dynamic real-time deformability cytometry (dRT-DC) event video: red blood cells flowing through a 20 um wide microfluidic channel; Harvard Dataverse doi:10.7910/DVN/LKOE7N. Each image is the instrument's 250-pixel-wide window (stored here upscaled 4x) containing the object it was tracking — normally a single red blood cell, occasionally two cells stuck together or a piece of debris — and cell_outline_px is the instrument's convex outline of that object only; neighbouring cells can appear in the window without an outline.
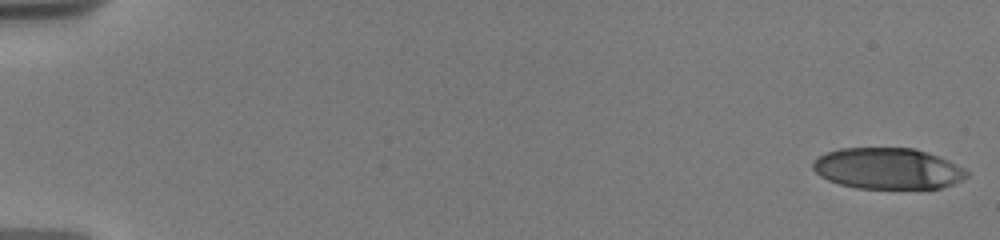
{"species": "human", "species_latin": "Homo sapiens", "temperature_condition": "warm", "stored_images_in_passage": 7, "camera_frame_rate_fps": 3000, "um_per_image_px": 0.085, "donor": {"sex": "male"}, "frame": {"image": 1, "passage_image": 1, "time_ms": 0.0, "image_size_px": [1000, 240], "cell_outline_px": [[968, 176], [952, 184], [940, 188], [856, 188], [840, 184], [828, 180], [820, 176], [812, 168], [812, 160], [828, 152], [840, 148], [912, 148], [948, 160], [964, 168], [968, 172]], "centroid_in_image_um": [75.43, 14.33], "position_along_channel_um": 9.6, "area_um2": 36.59}}
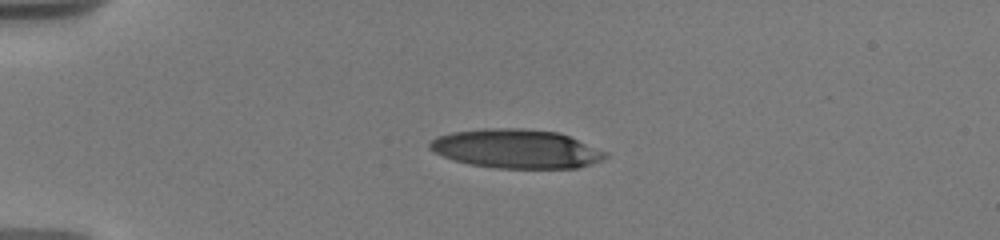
{"frame": {"image": 2, "passage_image": 6, "time_ms": 4.333, "image_size_px": [1000, 240], "cell_outline_px": [[608, 156], [604, 160], [592, 164], [576, 168], [496, 168], [472, 164], [452, 160], [432, 152], [428, 148], [428, 144], [436, 136], [452, 132], [484, 128], [524, 128], [560, 132], [608, 152]], "centroid_in_image_um": [43.89, 12.64], "position_along_channel_um": 41.1, "area_um2": 40.29}}